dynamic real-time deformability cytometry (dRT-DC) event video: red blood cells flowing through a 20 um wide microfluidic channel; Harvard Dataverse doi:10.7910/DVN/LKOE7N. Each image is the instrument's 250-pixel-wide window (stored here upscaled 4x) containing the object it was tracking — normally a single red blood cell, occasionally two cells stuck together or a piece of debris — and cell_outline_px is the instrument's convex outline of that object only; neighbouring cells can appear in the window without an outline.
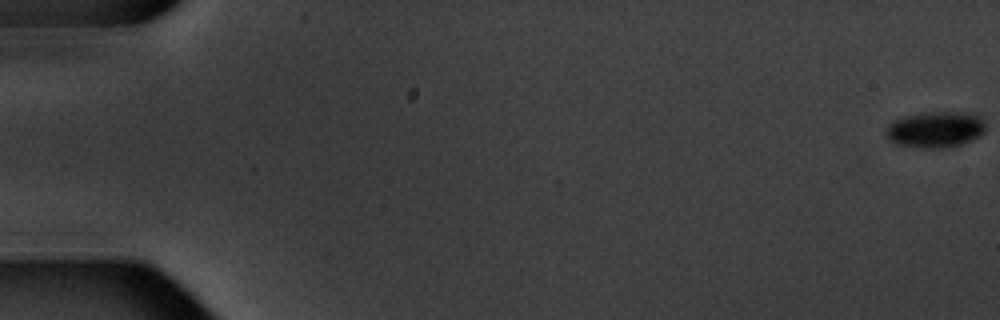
{"species": "common noctule bat (a hibernating species)", "species_latin": "Nyctalus noctula", "temperature_condition": "warm", "stored_images_in_passage": 7, "camera_frame_rate_fps": 3000, "um_per_image_px": 0.085, "animal": {"sex": "male", "body_mass_g": 20.1, "forearm_length_mm": 53.5}, "frame": {"image": 1, "passage_image": 1, "time_ms": 0.0, "image_size_px": [1000, 320], "cell_outline_px": [[984, 132], [980, 136], [972, 140], [952, 148], [920, 148], [896, 144], [888, 140], [884, 136], [884, 128], [892, 120], [904, 116], [928, 112], [968, 112], [980, 116], [984, 120]], "centroid_in_image_um": [79.47, 11.02], "position_along_channel_um": 5.5, "area_um2": 21.56}}
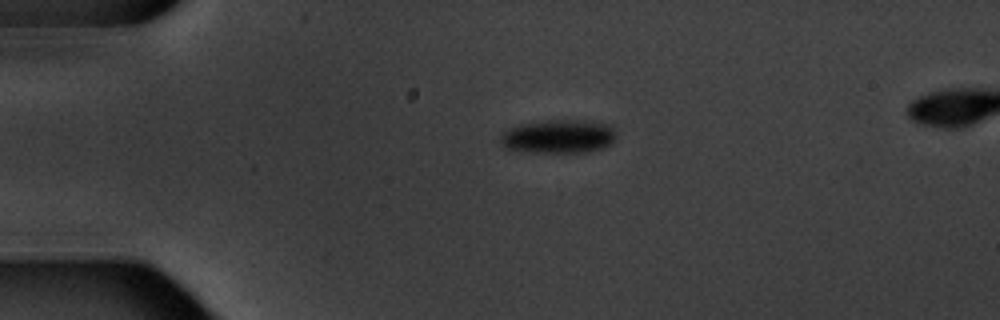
{"frame": {"image": 2, "passage_image": 5, "time_ms": 4.667, "image_size_px": [1000, 320], "cell_outline_px": [[616, 136], [608, 144], [600, 148], [588, 152], [532, 152], [508, 148], [500, 144], [500, 136], [508, 128], [520, 124], [548, 120], [576, 120], [604, 124], [612, 128], [616, 132]], "centroid_in_image_um": [47.42, 11.6], "position_along_channel_um": 37.6, "area_um2": 22.25}}